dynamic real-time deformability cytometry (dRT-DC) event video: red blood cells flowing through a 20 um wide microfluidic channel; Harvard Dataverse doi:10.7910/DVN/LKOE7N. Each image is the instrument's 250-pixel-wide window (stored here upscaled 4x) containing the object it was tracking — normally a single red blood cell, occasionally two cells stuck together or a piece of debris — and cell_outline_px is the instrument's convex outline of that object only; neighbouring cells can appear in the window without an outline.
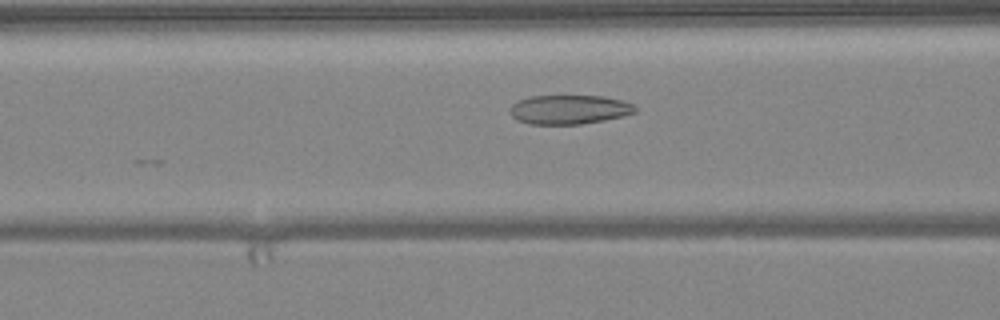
{"species": "common noctule bat (a hibernating species)", "species_latin": "Nyctalus noctula", "temperature_condition": "warm", "stored_images_in_passage": 10, "camera_frame_rate_fps": 3000, "um_per_image_px": 0.085, "animal": {"sex": "female", "body_mass_g": 24.6, "forearm_length_mm": 56.2}, "frame": {"image": 1, "passage_image": 6, "time_ms": 1.667, "image_size_px": [1000, 320], "cell_outline_px": [[636, 112], [624, 116], [604, 120], [580, 124], [528, 124], [516, 120], [508, 112], [508, 108], [512, 104], [528, 96], [604, 96], [624, 100], [632, 104], [636, 108]], "centroid_in_image_um": [48.36, 9.31], "position_along_channel_um": 118.2, "area_um2": 21.5}}
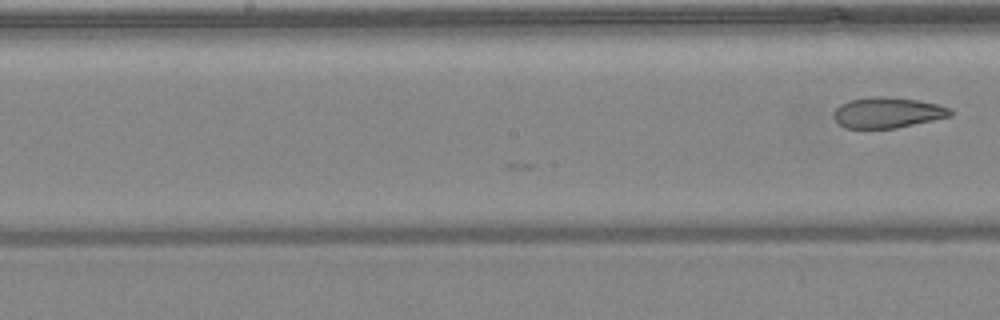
{"frame": {"image": 2, "passage_image": 10, "time_ms": 3.0, "image_size_px": [1000, 320], "cell_outline_px": [[952, 116], [896, 128], [844, 128], [832, 116], [832, 112], [840, 104], [848, 100], [880, 96], [916, 100], [936, 104], [952, 108]], "centroid_in_image_um": [75.42, 9.58], "position_along_channel_um": 172.8, "area_um2": 20.75}}